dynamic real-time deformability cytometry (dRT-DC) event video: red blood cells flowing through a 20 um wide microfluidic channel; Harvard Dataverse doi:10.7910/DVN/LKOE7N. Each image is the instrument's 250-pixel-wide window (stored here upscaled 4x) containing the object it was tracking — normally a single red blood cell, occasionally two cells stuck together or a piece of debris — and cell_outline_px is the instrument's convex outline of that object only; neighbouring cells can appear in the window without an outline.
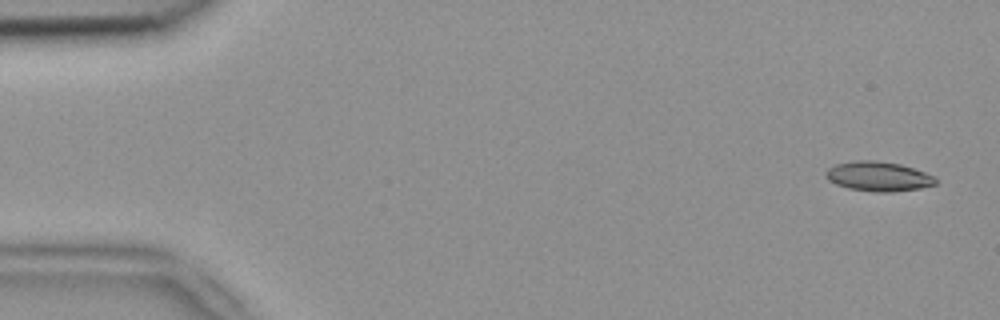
{"species": "common noctule bat (a hibernating species)", "species_latin": "Nyctalus noctula", "temperature_condition": "room temperature", "stored_images_in_passage": 6, "segment_of_instrument_passage": [1, 2], "camera_frame_rate_fps": 3000, "um_per_image_px": 0.085, "animal": {"sex": "female", "body_mass_g": 18.4}, "frame": {"image": 1, "passage_image": 1, "time_ms": 0.0, "image_size_px": [1000, 320], "cell_outline_px": [[936, 184], [920, 188], [892, 192], [876, 192], [848, 188], [836, 184], [828, 180], [824, 176], [824, 172], [828, 168], [836, 164], [856, 160], [872, 160], [900, 164], [936, 176]], "centroid_in_image_um": [74.64, 14.99], "position_along_channel_um": 10.4, "area_um2": 18.96}}
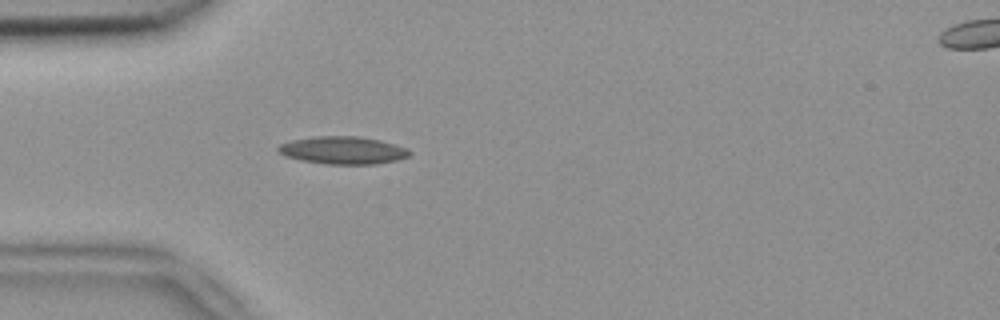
{"frame": {"image": 2, "passage_image": 5, "time_ms": 1.333, "image_size_px": [1000, 320], "cell_outline_px": [[412, 152], [408, 156], [396, 160], [376, 164], [324, 164], [300, 160], [284, 156], [276, 148], [280, 144], [292, 140], [316, 136], [360, 136], [380, 140], [408, 148]], "centroid_in_image_um": [29.14, 12.77], "position_along_channel_um": 55.9, "area_um2": 21.21}}